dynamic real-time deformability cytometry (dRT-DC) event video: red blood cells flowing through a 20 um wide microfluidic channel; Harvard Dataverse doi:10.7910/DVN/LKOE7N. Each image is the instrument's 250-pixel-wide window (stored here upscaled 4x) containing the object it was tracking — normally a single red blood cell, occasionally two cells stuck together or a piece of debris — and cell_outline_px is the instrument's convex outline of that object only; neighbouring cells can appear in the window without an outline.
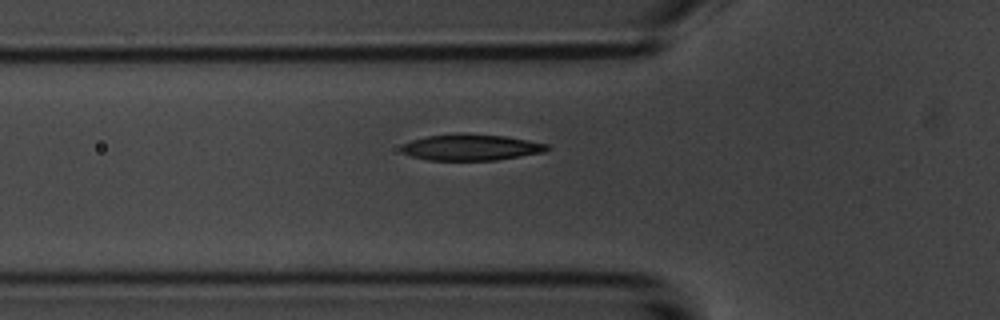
{"species": "common noctule bat (a hibernating species)", "species_latin": "Nyctalus noctula", "temperature_condition": "room temperature", "stored_images_in_passage": 2, "camera_frame_rate_fps": 3000, "um_per_image_px": 0.085, "animal": {"sex": "male", "body_mass_g": 20.1, "forearm_length_mm": 53.5}, "frame": {"image": 1, "passage_image": 2, "time_ms": 2.0, "image_size_px": [1000, 320], "cell_outline_px": [[548, 148], [544, 152], [496, 160], [428, 160], [412, 156], [404, 152], [400, 148], [404, 144], [412, 140], [428, 136], [456, 132], [464, 132], [504, 136], [548, 144]], "centroid_in_image_um": [40.02, 12.51], "position_along_channel_um": 85.8, "area_um2": 22.2}}